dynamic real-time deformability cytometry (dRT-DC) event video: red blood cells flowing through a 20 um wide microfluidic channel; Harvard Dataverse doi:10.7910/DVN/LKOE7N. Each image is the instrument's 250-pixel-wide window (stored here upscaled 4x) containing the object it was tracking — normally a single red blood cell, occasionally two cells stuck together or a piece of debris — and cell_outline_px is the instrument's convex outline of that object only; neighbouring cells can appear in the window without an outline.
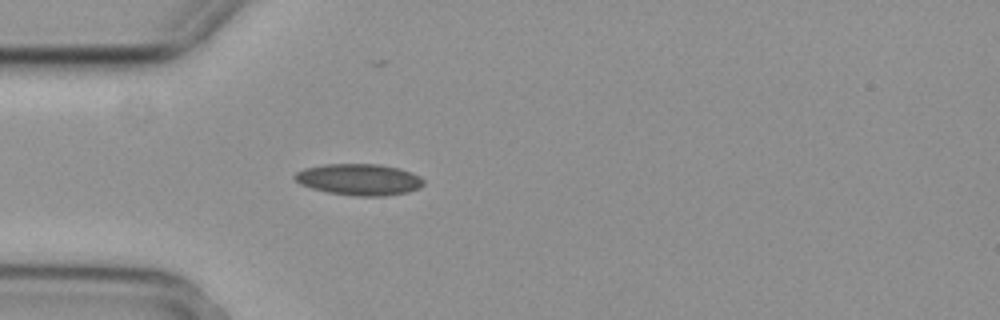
{"species": "common noctule bat (a hibernating species)", "species_latin": "Nyctalus noctula", "temperature_condition": "cold", "stored_images_in_passage": 3, "camera_frame_rate_fps": 3000, "um_per_image_px": 0.085, "animal": {"sex": "female", "body_mass_g": 29.2, "forearm_length_mm": 56.3}, "frame": {"image": 1, "passage_image": 3, "time_ms": 0.667, "image_size_px": [1000, 320], "cell_outline_px": [[424, 184], [420, 188], [408, 192], [384, 196], [356, 196], [328, 192], [312, 188], [300, 184], [292, 176], [296, 172], [304, 168], [324, 164], [380, 164], [400, 168], [412, 172], [420, 176], [424, 180]], "centroid_in_image_um": [30.55, 15.25], "position_along_channel_um": 54.5, "area_um2": 23.76}}